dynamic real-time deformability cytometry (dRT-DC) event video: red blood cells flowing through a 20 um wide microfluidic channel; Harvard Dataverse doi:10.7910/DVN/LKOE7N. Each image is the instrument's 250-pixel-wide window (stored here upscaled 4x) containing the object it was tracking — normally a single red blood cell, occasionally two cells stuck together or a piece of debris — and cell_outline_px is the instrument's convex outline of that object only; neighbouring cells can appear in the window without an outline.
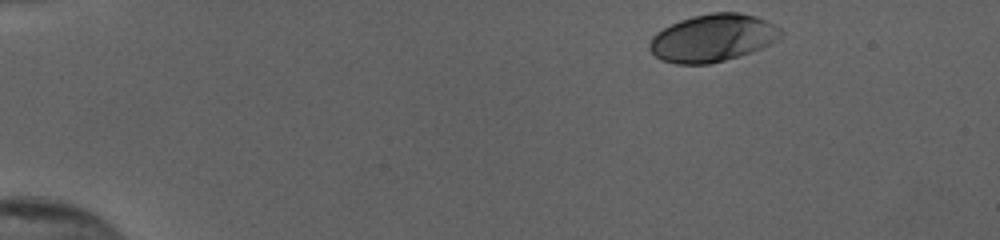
{"species": "human", "species_latin": "Homo sapiens", "temperature_condition": "cold", "stored_images_in_passage": 38, "camera_frame_rate_fps": 3000, "um_per_image_px": 0.085, "donor": {"sex": "female"}, "frame": {"image": 1, "passage_image": 1, "time_ms": 0.0, "image_size_px": [1000, 240], "cell_outline_px": [[784, 36], [760, 48], [724, 60], [708, 64], [676, 64], [660, 60], [648, 48], [648, 44], [652, 36], [656, 32], [680, 20], [692, 16], [712, 12], [740, 12], [756, 16], [780, 28], [784, 32]], "centroid_in_image_um": [60.55, 3.22], "position_along_channel_um": 24.4, "area_um2": 36.18}}
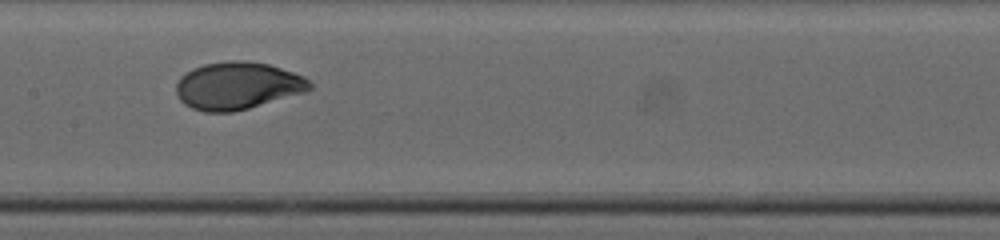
{"frame": {"image": 2, "passage_image": 22, "time_ms": 7.0, "image_size_px": [1000, 240], "cell_outline_px": [[312, 88], [308, 92], [248, 108], [232, 112], [204, 112], [192, 108], [184, 104], [180, 100], [176, 92], [176, 84], [180, 76], [192, 68], [204, 64], [228, 60], [244, 60], [268, 64], [304, 76], [312, 84]], "centroid_in_image_um": [20.19, 7.28], "position_along_channel_um": 187.2, "area_um2": 37.17}}
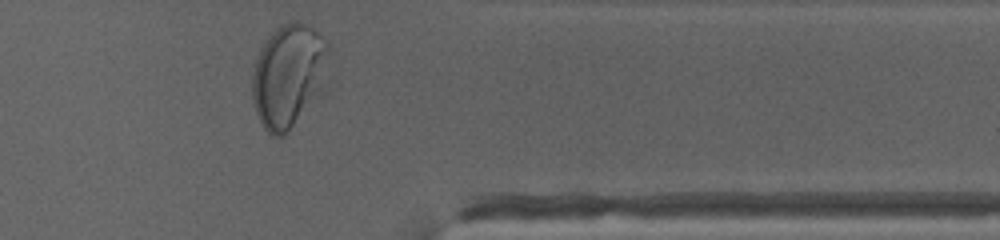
{"frame": {"image": 3, "passage_image": 38, "time_ms": 12.333, "image_size_px": [1000, 240], "cell_outline_px": [[328, 80], [324, 92], [288, 132], [284, 136], [272, 136], [264, 128], [256, 112], [252, 100], [252, 76], [256, 60], [260, 48], [272, 32], [280, 24], [292, 20], [296, 20], [308, 24], [328, 40]], "centroid_in_image_um": [24.58, 6.43], "position_along_channel_um": 386.8, "area_um2": 47.28}, "authors_computed_cell_mechanics": {"area_um2": 36.2406, "velocity_mm_per_s": 3.8609, "shape_relaxation_time_tau1_ms": 3.7996, "shape_relaxation_time_tau2_ms": null, "deformation_change_tau1": 0.1918, "deformation_change_tau2": null}}